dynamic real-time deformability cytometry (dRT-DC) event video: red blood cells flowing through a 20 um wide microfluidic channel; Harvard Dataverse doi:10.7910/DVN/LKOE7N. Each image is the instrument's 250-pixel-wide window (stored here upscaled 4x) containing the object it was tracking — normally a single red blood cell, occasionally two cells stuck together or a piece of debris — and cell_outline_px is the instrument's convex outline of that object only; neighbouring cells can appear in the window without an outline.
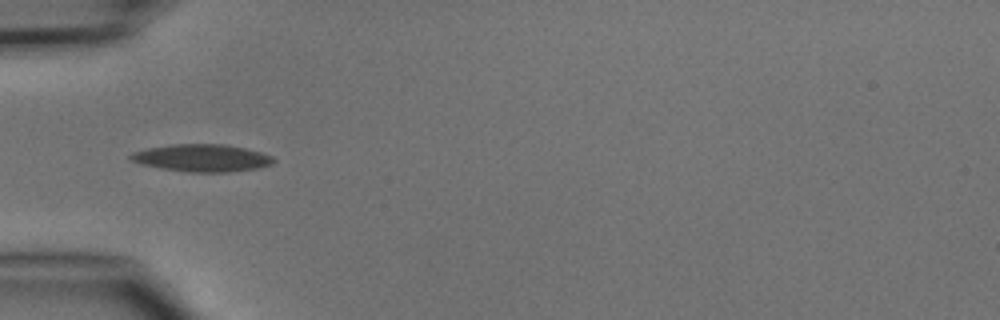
{"species": "common noctule bat (a hibernating species)", "species_latin": "Nyctalus noctula", "temperature_condition": "cold", "stored_images_in_passage": 1, "camera_frame_rate_fps": 3000, "um_per_image_px": 0.085, "animal": {"sex": "male", "body_mass_g": 15.6}, "frame": {"image": 1, "passage_image": 1, "time_ms": 0.0, "image_size_px": [1000, 320], "cell_outline_px": [[276, 160], [272, 164], [256, 168], [228, 172], [188, 172], [164, 168], [144, 164], [132, 160], [128, 156], [132, 152], [148, 148], [172, 144], [224, 144], [244, 148], [260, 152], [272, 156]], "centroid_in_image_um": [17.19, 13.42], "position_along_channel_um": 67.8, "area_um2": 22.48}}